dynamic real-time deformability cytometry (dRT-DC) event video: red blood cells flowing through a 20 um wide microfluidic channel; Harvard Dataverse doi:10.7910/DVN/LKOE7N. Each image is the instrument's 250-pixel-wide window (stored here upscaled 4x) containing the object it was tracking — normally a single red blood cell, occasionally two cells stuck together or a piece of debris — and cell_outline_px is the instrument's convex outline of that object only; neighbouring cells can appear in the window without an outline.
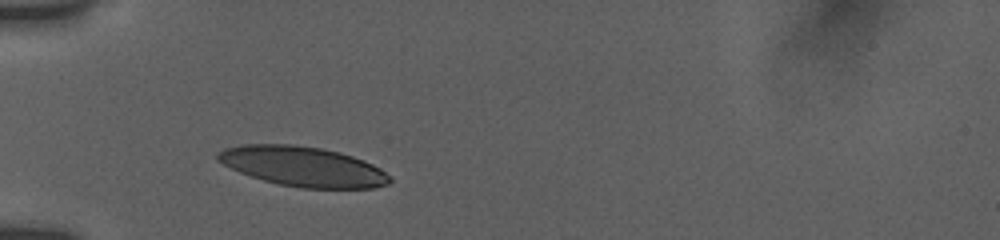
{"species": "human", "species_latin": "Homo sapiens", "temperature_condition": "room temperature", "stored_images_in_passage": 12, "camera_frame_rate_fps": 3000, "um_per_image_px": 0.085, "donor": {"sex": "female"}, "frame": {"image": 1, "passage_image": 1, "time_ms": 0.0, "image_size_px": [1000, 240], "cell_outline_px": [[392, 180], [388, 184], [372, 188], [300, 188], [280, 184], [264, 180], [240, 172], [216, 160], [216, 152], [224, 148], [244, 144], [292, 144], [320, 148], [340, 152], [364, 160], [380, 168]], "centroid_in_image_um": [25.73, 14.14], "position_along_channel_um": 59.3, "area_um2": 39.77}}
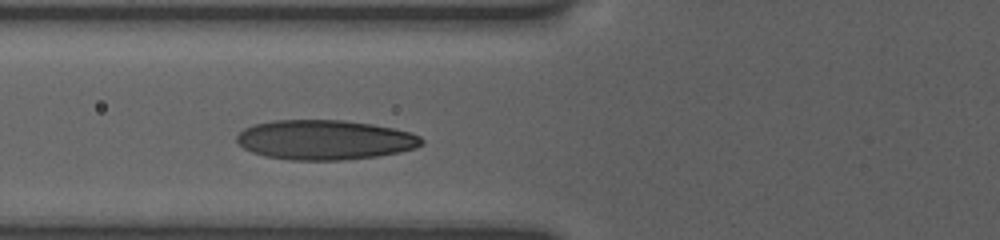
{"frame": {"image": 2, "passage_image": 8, "time_ms": 1.333, "image_size_px": [1000, 240], "cell_outline_px": [[424, 144], [416, 148], [400, 152], [376, 156], [340, 160], [292, 160], [264, 156], [252, 152], [244, 148], [236, 140], [236, 136], [244, 128], [252, 124], [272, 120], [344, 120], [372, 124], [412, 132], [420, 136], [424, 140]], "centroid_in_image_um": [27.61, 11.88], "position_along_channel_um": 98.2, "area_um2": 43.0}}